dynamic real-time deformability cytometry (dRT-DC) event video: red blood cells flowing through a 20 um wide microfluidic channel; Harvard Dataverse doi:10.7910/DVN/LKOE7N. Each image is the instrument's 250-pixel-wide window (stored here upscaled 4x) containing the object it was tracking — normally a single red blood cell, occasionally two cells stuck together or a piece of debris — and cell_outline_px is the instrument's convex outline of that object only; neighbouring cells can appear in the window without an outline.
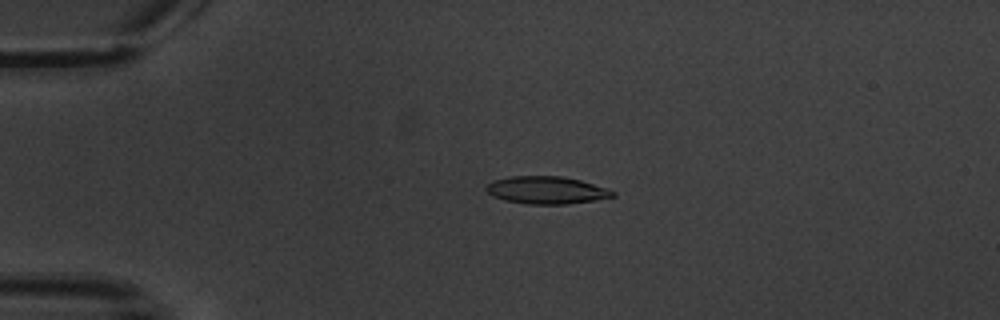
{"species": "common noctule bat (a hibernating species)", "species_latin": "Nyctalus noctula", "temperature_condition": "warm", "stored_images_in_passage": 5, "camera_frame_rate_fps": 3000, "um_per_image_px": 0.085, "animal": {"sex": "male", "body_mass_g": 20.1, "forearm_length_mm": 53.5}, "frame": {"image": 1, "passage_image": 4, "time_ms": 3.667, "image_size_px": [1000, 320], "cell_outline_px": [[616, 196], [596, 200], [568, 204], [528, 204], [504, 200], [492, 196], [484, 188], [492, 180], [512, 176], [560, 176], [580, 180], [608, 188], [616, 192]], "centroid_in_image_um": [46.46, 16.16], "position_along_channel_um": 38.5, "area_um2": 20.4}}